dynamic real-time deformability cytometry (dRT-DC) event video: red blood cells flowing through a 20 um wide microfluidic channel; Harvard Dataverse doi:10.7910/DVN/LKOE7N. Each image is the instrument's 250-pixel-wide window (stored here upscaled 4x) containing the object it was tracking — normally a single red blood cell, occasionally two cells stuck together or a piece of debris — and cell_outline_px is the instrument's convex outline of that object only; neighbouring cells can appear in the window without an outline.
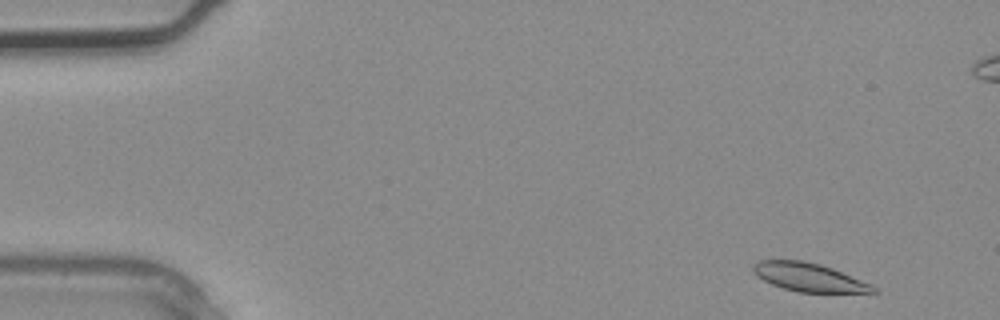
{"species": "common noctule bat (a hibernating species)", "species_latin": "Nyctalus noctula", "temperature_condition": "warm", "stored_images_in_passage": 4, "camera_frame_rate_fps": 3000, "um_per_image_px": 0.085, "animal": {"sex": "male", "body_mass_g": 20.4}, "frame": {"image": 1, "passage_image": 1, "time_ms": 0.0, "image_size_px": [1000, 320], "cell_outline_px": [[880, 292], [800, 292], [784, 288], [772, 284], [764, 280], [752, 268], [752, 264], [760, 260], [804, 260], [820, 264], [832, 268], [872, 284]], "centroid_in_image_um": [68.79, 23.56], "position_along_channel_um": 16.2, "area_um2": 19.59}}
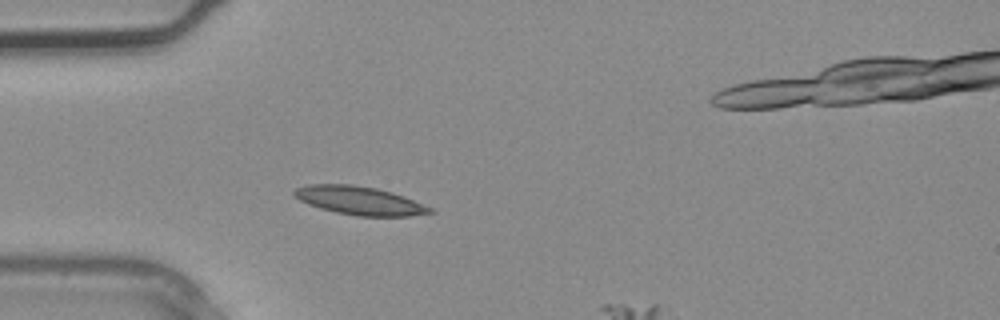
{"frame": {"image": 2, "passage_image": 3, "time_ms": 0.667, "image_size_px": [1000, 320], "cell_outline_px": [[436, 212], [408, 216], [356, 216], [336, 212], [320, 208], [308, 204], [300, 200], [292, 192], [296, 188], [308, 184], [352, 184], [376, 188], [392, 192], [404, 196], [432, 208]], "centroid_in_image_um": [30.56, 17.05], "position_along_channel_um": 54.4, "area_um2": 22.43}}